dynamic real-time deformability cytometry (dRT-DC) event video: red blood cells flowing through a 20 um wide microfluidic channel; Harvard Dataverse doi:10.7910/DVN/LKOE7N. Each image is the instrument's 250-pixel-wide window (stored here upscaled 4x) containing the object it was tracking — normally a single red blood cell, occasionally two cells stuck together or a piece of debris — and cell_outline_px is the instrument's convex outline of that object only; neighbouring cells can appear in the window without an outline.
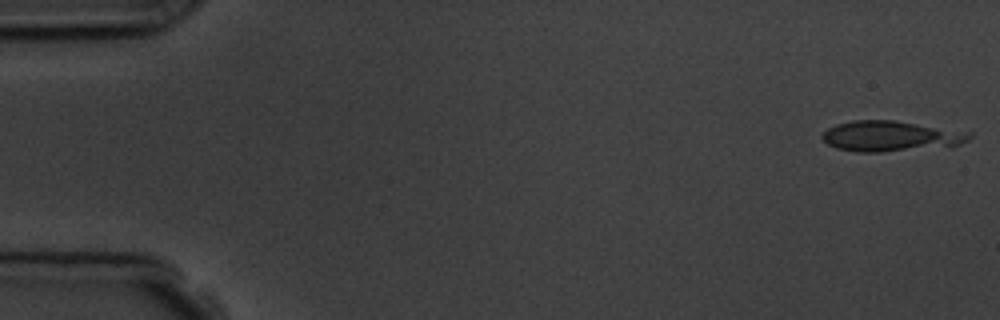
{"species": "common noctule bat (a hibernating species)", "species_latin": "Nyctalus noctula", "temperature_condition": "room temperature", "stored_images_in_passage": 4, "camera_frame_rate_fps": 3000, "um_per_image_px": 0.085, "animal": {"sex": "male", "body_mass_g": 19.5, "forearm_length_mm": 54.6}, "frame": {"image": 1, "passage_image": 1, "time_ms": 0.0, "image_size_px": [1000, 320], "cell_outline_px": [[972, 136], [968, 140], [952, 148], [880, 152], [860, 152], [836, 148], [828, 144], [820, 136], [828, 128], [836, 124], [852, 120], [896, 120], [972, 132]], "centroid_in_image_um": [75.8, 11.59], "position_along_channel_um": 9.2, "area_um2": 26.82}}